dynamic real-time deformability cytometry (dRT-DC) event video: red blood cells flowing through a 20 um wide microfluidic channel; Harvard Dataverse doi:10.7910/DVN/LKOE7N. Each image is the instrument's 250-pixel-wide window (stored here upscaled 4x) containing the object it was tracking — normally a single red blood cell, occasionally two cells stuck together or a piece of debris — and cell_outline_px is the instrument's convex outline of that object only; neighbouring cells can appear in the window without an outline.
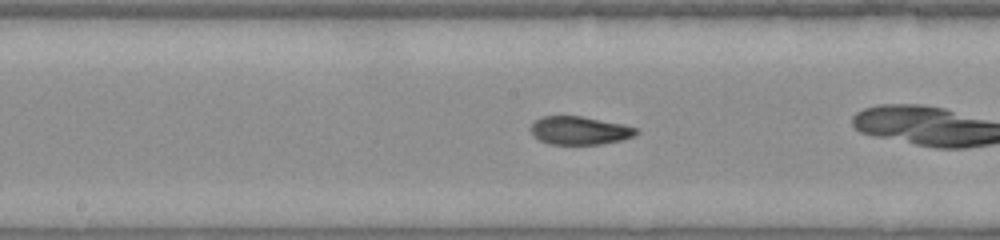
{"species": "common noctule bat (a hibernating species)", "species_latin": "Nyctalus noctula", "temperature_condition": "warm", "stored_images_in_passage": 20, "camera_frame_rate_fps": 3000, "um_per_image_px": 0.085, "animal": {"sex": "female", "body_mass_g": 22.0, "forearm_length_mm": 56.7}, "frame": {"image": 1, "passage_image": 9, "time_ms": 2.667, "image_size_px": [1000, 240], "cell_outline_px": [[640, 132], [636, 136], [624, 140], [600, 144], [548, 144], [532, 136], [528, 128], [536, 120], [544, 116], [580, 116], [624, 124], [636, 128]], "centroid_in_image_um": [49.28, 11.1], "position_along_channel_um": 198.9, "area_um2": 17.57}}